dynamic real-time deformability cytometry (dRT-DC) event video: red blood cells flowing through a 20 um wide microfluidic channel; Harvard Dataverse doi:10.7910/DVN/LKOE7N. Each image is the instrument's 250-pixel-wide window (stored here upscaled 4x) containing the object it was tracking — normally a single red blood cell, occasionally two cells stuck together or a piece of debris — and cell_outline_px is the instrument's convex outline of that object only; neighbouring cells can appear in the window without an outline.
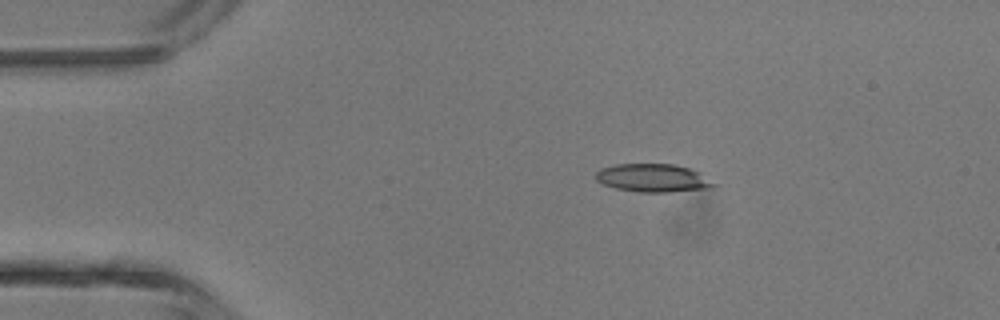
{"species": "common noctule bat (a hibernating species)", "species_latin": "Nyctalus noctula", "temperature_condition": "room temperature", "stored_images_in_passage": 3, "camera_frame_rate_fps": 3000, "um_per_image_px": 0.085, "animal": {"sex": "male", "body_mass_g": 13.3}, "frame": {"image": 1, "passage_image": 2, "time_ms": 2.0, "image_size_px": [1000, 320], "cell_outline_px": [[720, 184], [712, 188], [668, 192], [640, 192], [616, 188], [604, 184], [596, 180], [596, 172], [600, 168], [616, 164], [672, 164], [688, 168], [700, 172]], "centroid_in_image_um": [55.56, 15.13], "position_along_channel_um": 29.4, "area_um2": 19.48}}